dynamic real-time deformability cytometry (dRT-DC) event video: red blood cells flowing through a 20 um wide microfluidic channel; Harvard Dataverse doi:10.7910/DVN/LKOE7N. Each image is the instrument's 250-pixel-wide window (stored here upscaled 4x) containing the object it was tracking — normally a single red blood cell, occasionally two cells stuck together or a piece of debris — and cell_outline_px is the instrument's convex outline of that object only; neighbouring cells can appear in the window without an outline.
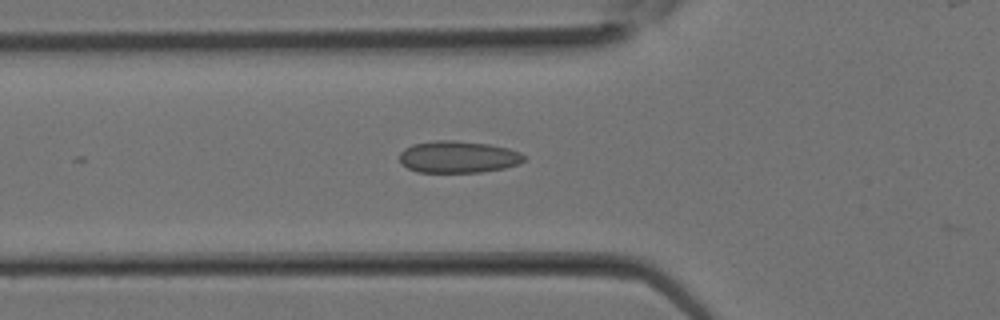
{"species": "Egyptian fruit bat (a non-hibernating species)", "species_latin": "Rousettus aegyptiacus", "temperature_condition": "room temperature", "stored_images_in_passage": 13, "camera_frame_rate_fps": 3000, "um_per_image_px": 0.085, "animal": {"sex": "female"}, "frame": {"image": 1, "passage_image": 5, "time_ms": 1.333, "image_size_px": [1000, 320], "cell_outline_px": [[524, 160], [520, 164], [504, 168], [480, 172], [416, 172], [400, 164], [400, 152], [404, 148], [412, 144], [436, 140], [452, 140], [488, 144], [508, 148], [520, 152], [524, 156]], "centroid_in_image_um": [38.92, 13.34], "position_along_channel_um": 86.9, "area_um2": 23.24}}
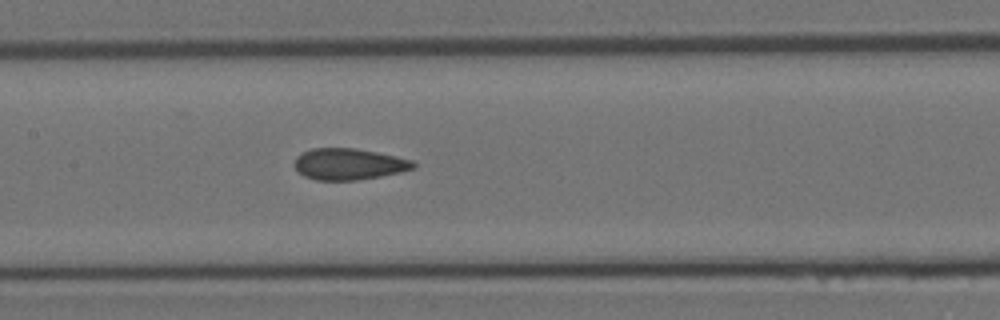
{"frame": {"image": 2, "passage_image": 9, "time_ms": 2.667, "image_size_px": [1000, 320], "cell_outline_px": [[416, 168], [400, 172], [380, 176], [356, 180], [316, 180], [304, 176], [296, 168], [296, 156], [312, 148], [356, 148], [396, 156], [412, 160], [416, 164]], "centroid_in_image_um": [29.68, 13.94], "position_along_channel_um": 177.7, "area_um2": 21.56}}
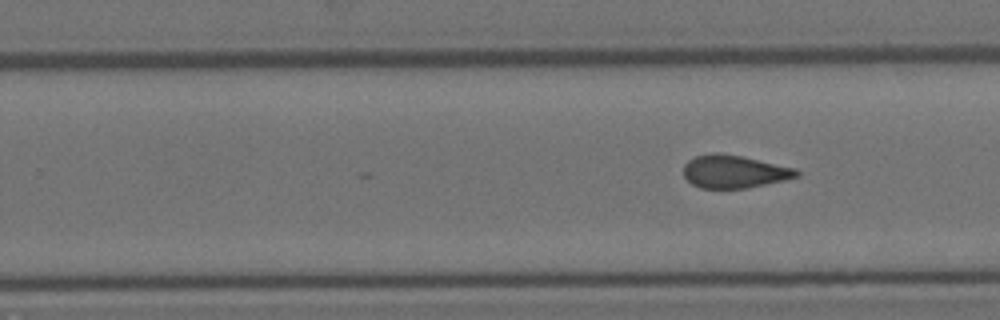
{"frame": {"image": 3, "passage_image": 13, "time_ms": 4.0, "image_size_px": [1000, 320], "cell_outline_px": [[800, 176], [784, 180], [744, 188], [700, 188], [692, 184], [684, 176], [684, 164], [692, 156], [712, 152], [716, 152], [744, 156], [796, 168], [800, 172]], "centroid_in_image_um": [62.39, 14.56], "position_along_channel_um": 267.4, "area_um2": 21.85}}